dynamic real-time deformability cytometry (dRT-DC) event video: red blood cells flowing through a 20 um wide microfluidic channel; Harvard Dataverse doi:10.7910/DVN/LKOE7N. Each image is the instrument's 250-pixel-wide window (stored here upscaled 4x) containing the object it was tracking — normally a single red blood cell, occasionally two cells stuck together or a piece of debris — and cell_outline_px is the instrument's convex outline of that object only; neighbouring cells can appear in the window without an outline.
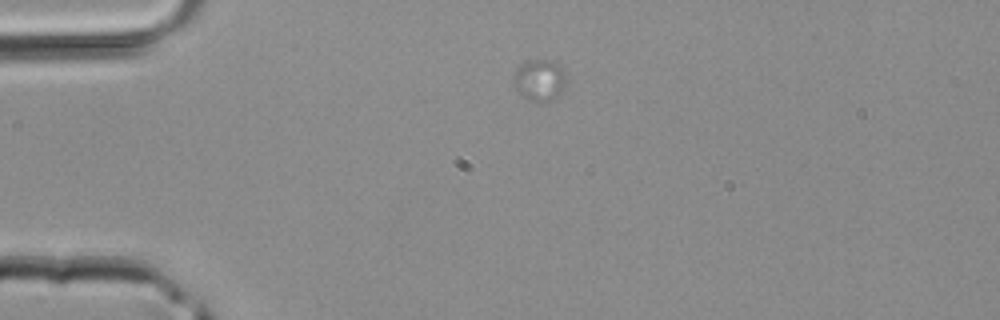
{"species": "common noctule bat (a hibernating species)", "species_latin": "Nyctalus noctula", "temperature_condition": "room temperature", "stored_images_in_passage": 17, "camera_frame_rate_fps": 3000, "um_per_image_px": 0.085, "animal": {"sex": "male", "body_mass_g": 20.4}, "frame": {"image": 1, "passage_image": 4, "time_ms": 1.0, "image_size_px": [1000, 320], "cell_outline_px": [[564, 88], [556, 96], [548, 100], [532, 100], [524, 96], [512, 84], [516, 68], [524, 60], [552, 60], [560, 64], [564, 72]], "centroid_in_image_um": [45.83, 6.74], "position_along_channel_um": 39.2, "area_um2": 12.43}}